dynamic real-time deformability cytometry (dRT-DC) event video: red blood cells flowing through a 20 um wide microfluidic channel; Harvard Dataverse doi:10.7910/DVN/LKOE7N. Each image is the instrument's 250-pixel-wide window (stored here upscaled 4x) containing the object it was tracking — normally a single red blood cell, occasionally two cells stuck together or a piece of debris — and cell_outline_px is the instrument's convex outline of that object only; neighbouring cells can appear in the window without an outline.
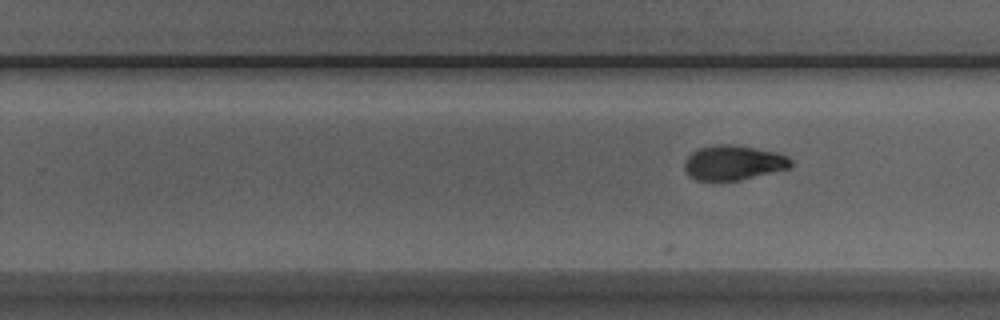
{"species": "Egyptian fruit bat (a non-hibernating species)", "species_latin": "Rousettus aegyptiacus", "temperature_condition": "room temperature", "stored_images_in_passage": 31, "camera_frame_rate_fps": 3000, "um_per_image_px": 0.085, "animal": {"sex": "male"}, "frame": {"image": 1, "passage_image": 23, "time_ms": 7.333, "image_size_px": [1000, 320], "cell_outline_px": [[792, 164], [788, 168], [740, 180], [696, 180], [688, 176], [684, 168], [684, 160], [692, 152], [700, 148], [716, 144], [732, 144], [756, 148], [776, 152], [788, 156], [792, 160]], "centroid_in_image_um": [62.31, 13.82], "position_along_channel_um": 267.5, "area_um2": 21.5}}